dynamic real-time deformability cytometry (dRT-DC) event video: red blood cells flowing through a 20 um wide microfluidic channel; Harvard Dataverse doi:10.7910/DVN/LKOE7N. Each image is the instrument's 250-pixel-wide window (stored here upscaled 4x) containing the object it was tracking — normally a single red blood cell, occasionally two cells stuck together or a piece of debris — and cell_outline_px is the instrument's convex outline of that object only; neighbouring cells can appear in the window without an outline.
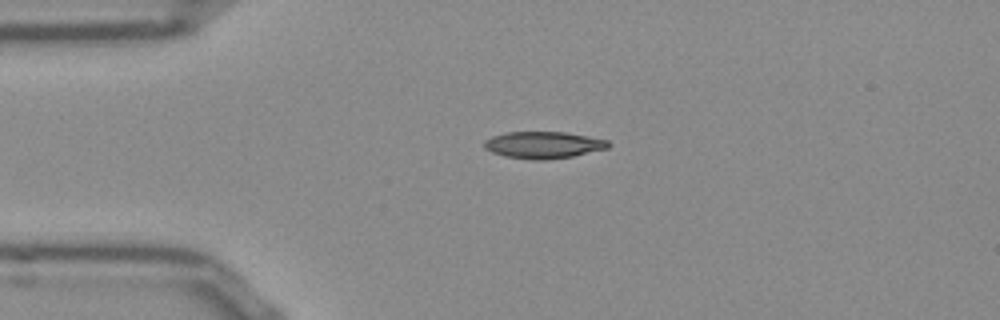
{"species": "Egyptian fruit bat (a non-hibernating species)", "species_latin": "Rousettus aegyptiacus", "temperature_condition": "room temperature", "stored_images_in_passage": 41, "camera_frame_rate_fps": 3000, "um_per_image_px": 0.085, "frame": {"image": 1, "passage_image": 1, "time_ms": 0.0, "image_size_px": [1000, 320], "cell_outline_px": [[612, 144], [608, 148], [572, 156], [544, 160], [532, 160], [504, 156], [492, 152], [484, 148], [484, 140], [492, 136], [508, 132], [564, 132], [608, 140]], "centroid_in_image_um": [46.17, 12.32], "position_along_channel_um": 38.8, "area_um2": 19.36}}
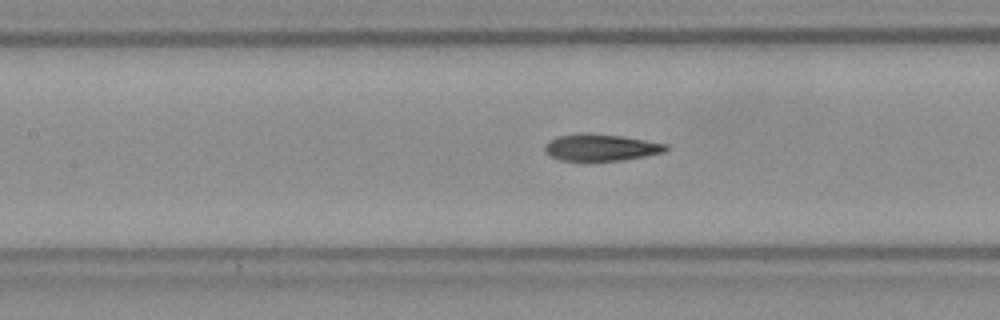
{"frame": {"image": 2, "passage_image": 12, "time_ms": 3.667, "image_size_px": [1000, 320], "cell_outline_px": [[668, 148], [664, 152], [644, 156], [620, 160], [560, 160], [544, 152], [544, 144], [548, 140], [556, 136], [584, 132], [592, 132], [620, 136], [668, 144]], "centroid_in_image_um": [51.02, 12.51], "position_along_channel_um": 156.4, "area_um2": 18.9}}
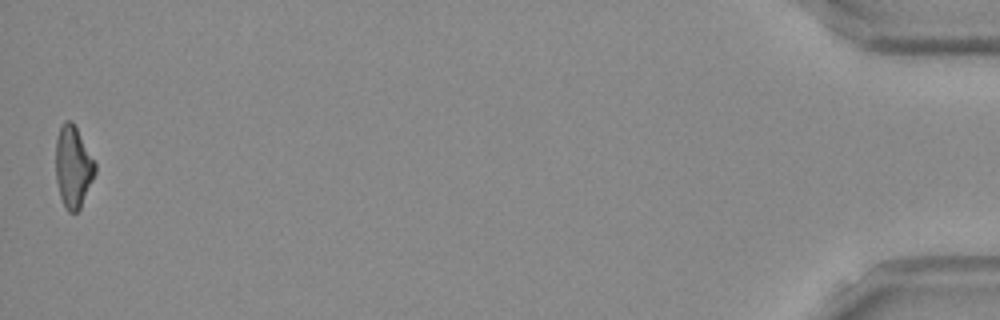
{"frame": {"image": 3, "passage_image": 41, "time_ms": 13.333, "image_size_px": [1000, 320], "cell_outline_px": [[96, 172], [80, 208], [76, 212], [68, 212], [64, 208], [60, 196], [56, 180], [56, 136], [64, 120], [72, 120], [96, 164]], "centroid_in_image_um": [6.2, 14.18], "position_along_channel_um": 429.0, "area_um2": 18.67}, "authors_computed_cell_mechanics": {"area_um2": 19.3052, "velocity_mm_per_s": 3.8584, "shape_relaxation_time_tau1_ms": null, "shape_relaxation_time_tau2_ms": 2.9326, "deformation_change_tau1": null, "deformation_change_tau2": 0.1044}}